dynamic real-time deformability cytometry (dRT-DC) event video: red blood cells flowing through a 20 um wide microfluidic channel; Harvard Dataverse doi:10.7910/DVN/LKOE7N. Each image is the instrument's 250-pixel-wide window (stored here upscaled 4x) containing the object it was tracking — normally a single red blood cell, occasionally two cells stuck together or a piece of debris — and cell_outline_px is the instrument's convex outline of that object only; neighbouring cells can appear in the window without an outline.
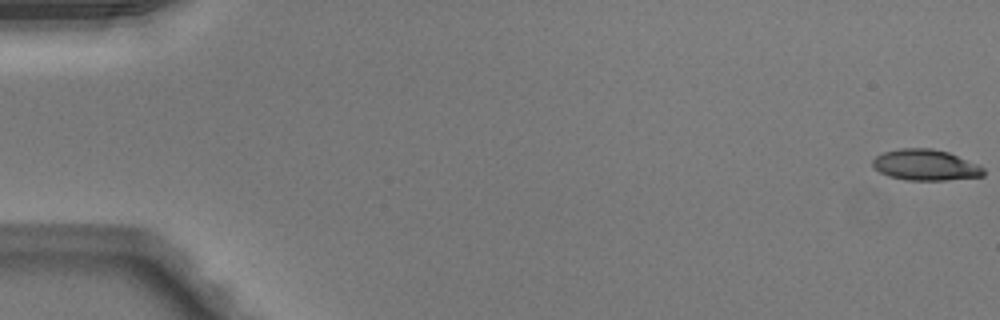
{"species": "Egyptian fruit bat (a non-hibernating species)", "species_latin": "Rousettus aegyptiacus", "temperature_condition": "warm", "stored_images_in_passage": 51, "camera_frame_rate_fps": 3000, "um_per_image_px": 0.085, "animal": {"sex": "male"}, "frame": {"image": 1, "passage_image": 1, "time_ms": 0.0, "image_size_px": [1000, 320], "cell_outline_px": [[984, 176], [948, 180], [908, 180], [888, 176], [880, 172], [872, 164], [872, 160], [876, 156], [884, 152], [900, 148], [932, 148], [948, 152], [980, 164], [984, 168]], "centroid_in_image_um": [78.7, 14.02], "position_along_channel_um": 6.3, "area_um2": 20.11}}
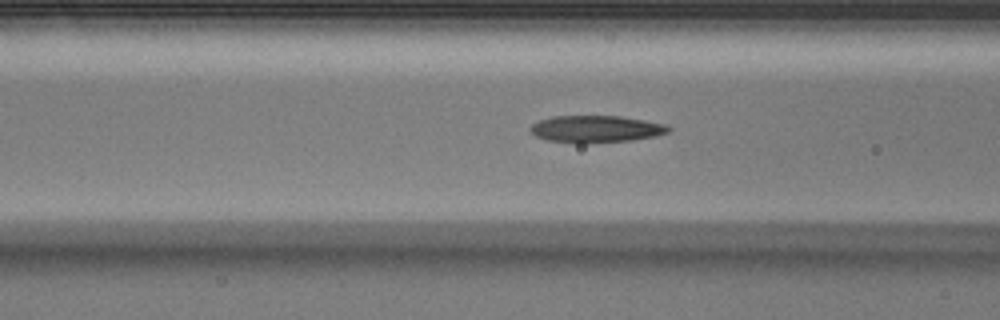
{"frame": {"image": 2, "passage_image": 21, "time_ms": 6.667, "image_size_px": [1000, 320], "cell_outline_px": [[672, 128], [668, 132], [656, 136], [632, 140], [580, 144], [576, 144], [548, 140], [536, 136], [528, 128], [532, 124], [540, 120], [552, 116], [620, 116], [668, 124]], "centroid_in_image_um": [50.67, 10.97], "position_along_channel_um": 115.9, "area_um2": 21.96}}
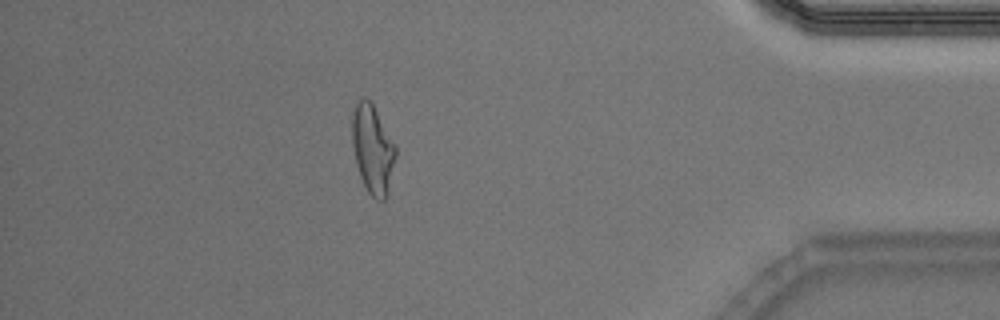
{"frame": {"image": 3, "passage_image": 45, "time_ms": 14.667, "image_size_px": [1000, 320], "cell_outline_px": [[396, 156], [388, 192], [384, 200], [376, 200], [368, 192], [360, 176], [356, 164], [352, 144], [352, 112], [356, 100], [360, 96], [364, 96], [372, 104], [396, 144]], "centroid_in_image_um": [31.67, 12.65], "position_along_channel_um": 403.5, "area_um2": 22.66}, "authors_computed_cell_mechanics": {"area_um2": 21.2704, "velocity_mm_per_s": 4.0815, "shape_relaxation_time_tau1_ms": null, "shape_relaxation_time_tau2_ms": 2.2323, "deformation_change_tau1": null, "deformation_change_tau2": 0.1162}}